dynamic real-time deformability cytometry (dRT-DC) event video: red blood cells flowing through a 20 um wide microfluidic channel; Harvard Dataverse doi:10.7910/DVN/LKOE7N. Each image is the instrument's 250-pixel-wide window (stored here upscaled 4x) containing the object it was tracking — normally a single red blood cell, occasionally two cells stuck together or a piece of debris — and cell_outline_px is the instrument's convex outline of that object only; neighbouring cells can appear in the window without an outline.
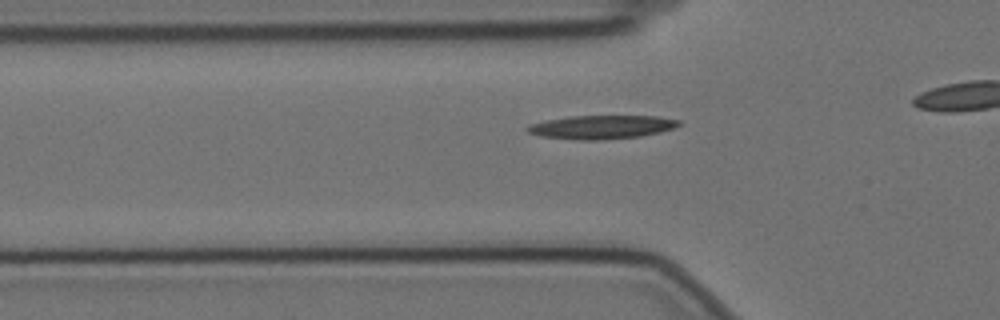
{"species": "Egyptian fruit bat (a non-hibernating species)", "species_latin": "Rousettus aegyptiacus", "temperature_condition": "cold", "stored_images_in_passage": 32, "camera_frame_rate_fps": 3000, "um_per_image_px": 0.085, "animal": {"sex": "female"}, "frame": {"image": 1, "passage_image": 5, "time_ms": 1.333, "image_size_px": [1000, 320], "cell_outline_px": [[684, 124], [660, 132], [640, 136], [604, 140], [580, 140], [540, 136], [528, 132], [524, 128], [528, 124], [544, 120], [568, 116], [660, 116], [680, 120]], "centroid_in_image_um": [51.12, 10.79], "position_along_channel_um": 74.7, "area_um2": 21.1}}
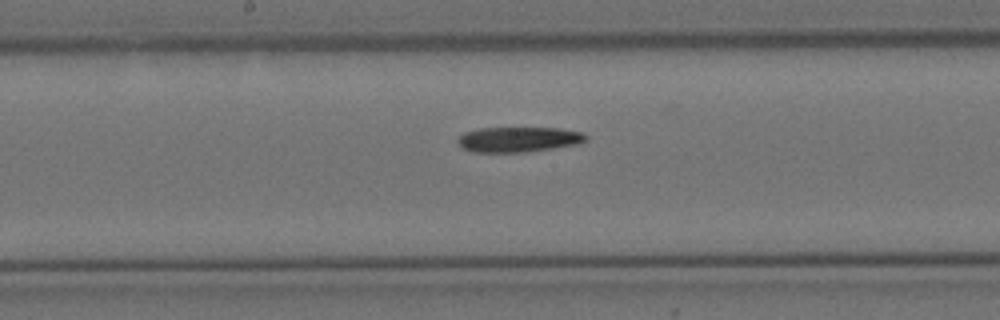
{"frame": {"image": 2, "passage_image": 16, "time_ms": 5.0, "image_size_px": [1000, 320], "cell_outline_px": [[588, 140], [580, 144], [524, 152], [472, 152], [464, 148], [456, 140], [464, 132], [480, 128], [560, 128], [584, 132], [588, 136]], "centroid_in_image_um": [44.13, 11.84], "position_along_channel_um": 204.1, "area_um2": 18.9}}
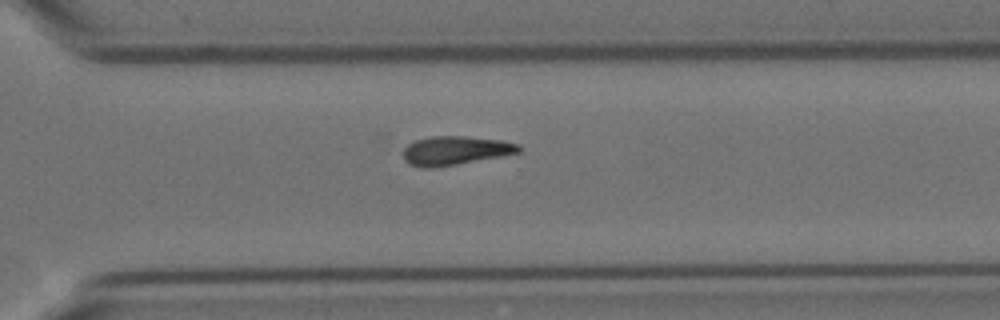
{"frame": {"image": 3, "passage_image": 27, "time_ms": 8.667, "image_size_px": [1000, 320], "cell_outline_px": [[520, 152], [500, 156], [456, 164], [432, 168], [420, 168], [408, 164], [404, 160], [404, 148], [408, 144], [416, 140], [432, 136], [464, 136], [500, 140], [520, 144]], "centroid_in_image_um": [38.66, 12.8], "position_along_channel_um": 331.9, "area_um2": 19.31}}